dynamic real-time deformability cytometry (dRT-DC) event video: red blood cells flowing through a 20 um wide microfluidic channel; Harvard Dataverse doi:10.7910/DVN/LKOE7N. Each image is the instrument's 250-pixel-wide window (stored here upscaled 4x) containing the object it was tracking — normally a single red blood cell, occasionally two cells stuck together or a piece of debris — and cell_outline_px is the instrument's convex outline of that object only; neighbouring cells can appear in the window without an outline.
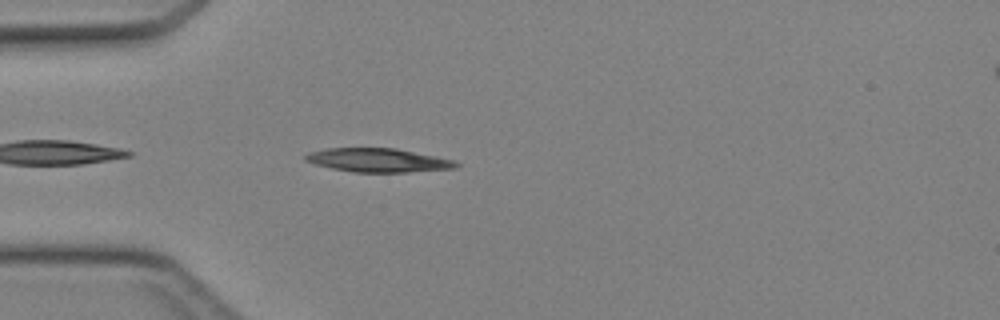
{"species": "Egyptian fruit bat (a non-hibernating species)", "species_latin": "Rousettus aegyptiacus", "temperature_condition": "cold", "stored_images_in_passage": 6, "camera_frame_rate_fps": 3000, "um_per_image_px": 0.085, "animal": {"sex": "female"}, "frame": {"image": 1, "passage_image": 2, "time_ms": 0.333, "image_size_px": [1000, 320], "cell_outline_px": [[460, 164], [456, 168], [408, 172], [352, 172], [332, 168], [316, 164], [304, 160], [304, 156], [308, 152], [328, 148], [396, 148], [456, 160]], "centroid_in_image_um": [32.16, 13.61], "position_along_channel_um": 52.8, "area_um2": 20.87}}
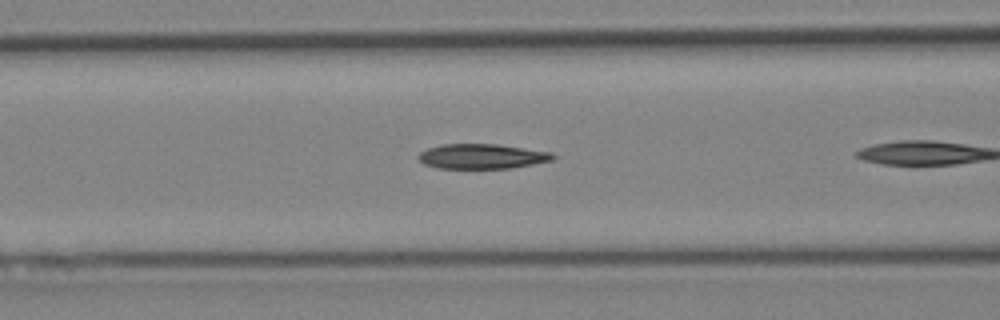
{"frame": {"image": 2, "passage_image": 5, "time_ms": 1.333, "image_size_px": [1000, 320], "cell_outline_px": [[556, 156], [552, 160], [532, 164], [508, 168], [436, 168], [424, 164], [416, 156], [420, 152], [428, 148], [440, 144], [496, 144], [552, 152]], "centroid_in_image_um": [40.93, 13.28], "position_along_channel_um": 125.7, "area_um2": 19.42}}